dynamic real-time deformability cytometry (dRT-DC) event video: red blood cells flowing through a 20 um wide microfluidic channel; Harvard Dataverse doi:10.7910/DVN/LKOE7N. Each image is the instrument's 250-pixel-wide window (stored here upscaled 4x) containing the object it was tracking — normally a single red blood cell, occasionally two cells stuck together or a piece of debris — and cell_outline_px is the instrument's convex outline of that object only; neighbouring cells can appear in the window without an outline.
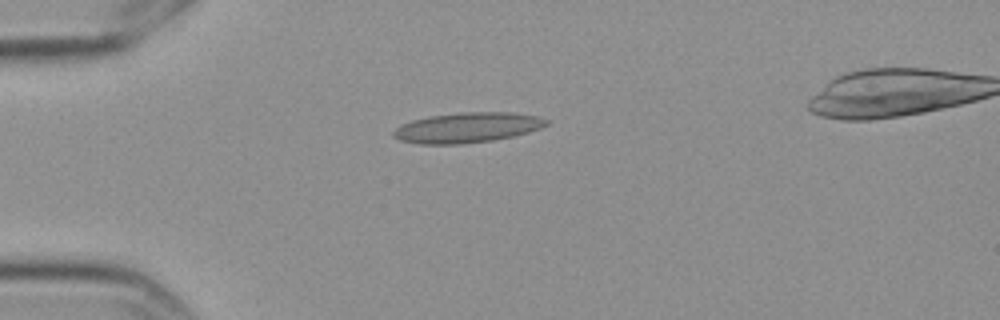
{"species": "Egyptian fruit bat (a non-hibernating species)", "species_latin": "Rousettus aegyptiacus", "temperature_condition": "cold", "stored_images_in_passage": 8, "camera_frame_rate_fps": 3000, "um_per_image_px": 0.085, "frame": {"image": 1, "passage_image": 1, "time_ms": 0.0, "image_size_px": [1000, 320], "cell_outline_px": [[548, 124], [540, 128], [528, 132], [512, 136], [492, 140], [460, 144], [420, 144], [400, 140], [392, 136], [392, 132], [400, 124], [412, 120], [428, 116], [460, 112], [512, 112], [536, 116], [548, 120]], "centroid_in_image_um": [39.67, 10.84], "position_along_channel_um": 45.3, "area_um2": 26.88}}
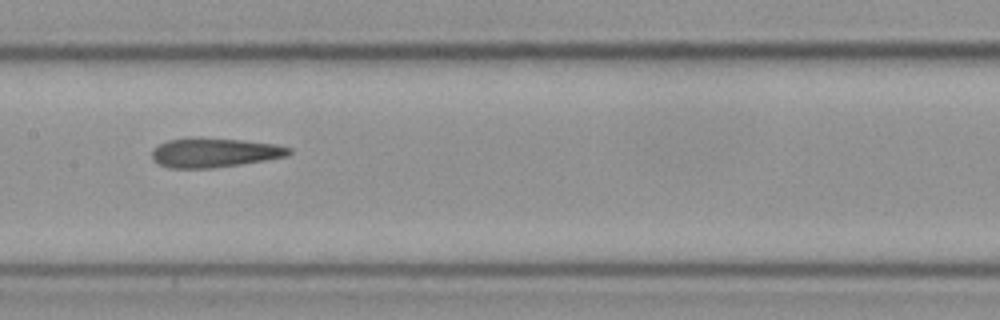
{"frame": {"image": 2, "passage_image": 5, "time_ms": 1.333, "image_size_px": [1000, 320], "cell_outline_px": [[292, 152], [288, 156], [240, 164], [212, 168], [168, 168], [152, 160], [152, 148], [168, 140], [192, 136], [196, 136], [244, 140], [276, 144], [292, 148]], "centroid_in_image_um": [18.21, 12.95], "position_along_channel_um": 189.2, "area_um2": 23.81}}
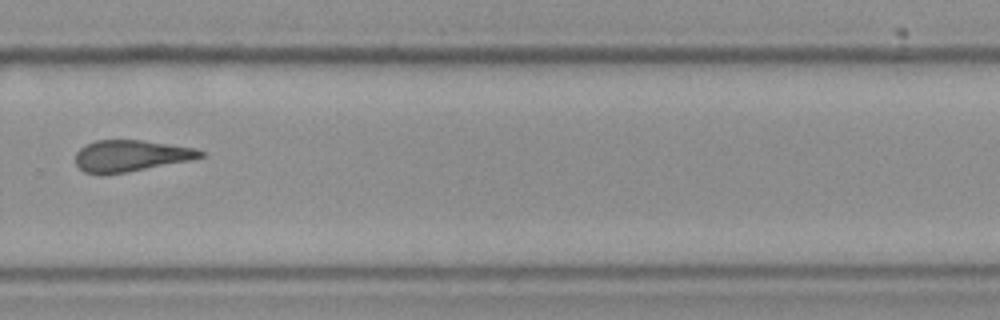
{"frame": {"image": 3, "passage_image": 8, "time_ms": 2.333, "image_size_px": [1000, 320], "cell_outline_px": [[204, 156], [192, 160], [128, 172], [104, 176], [100, 176], [84, 172], [76, 164], [76, 152], [80, 148], [96, 140], [140, 140], [196, 148], [204, 152]], "centroid_in_image_um": [11.1, 13.27], "position_along_channel_um": 318.7, "area_um2": 23.12}}